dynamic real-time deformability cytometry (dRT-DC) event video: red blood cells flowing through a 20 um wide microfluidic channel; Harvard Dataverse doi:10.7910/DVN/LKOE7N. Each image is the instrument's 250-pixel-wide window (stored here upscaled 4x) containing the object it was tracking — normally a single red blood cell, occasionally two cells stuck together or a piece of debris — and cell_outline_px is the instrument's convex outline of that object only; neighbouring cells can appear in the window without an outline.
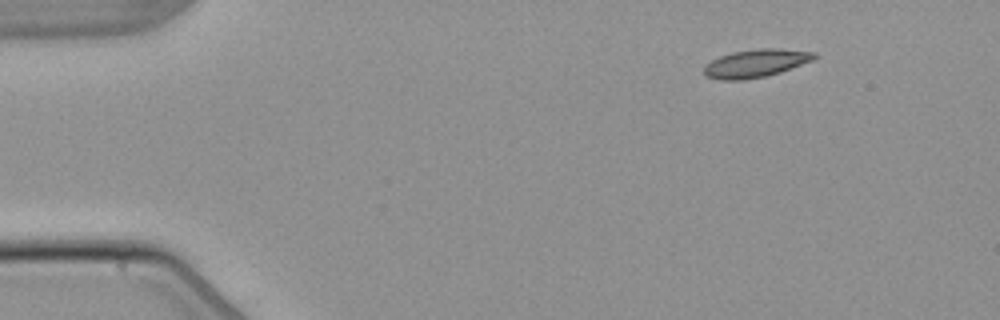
{"species": "common noctule bat (a hibernating species)", "species_latin": "Nyctalus noctula", "temperature_condition": "warm", "stored_images_in_passage": 6, "camera_frame_rate_fps": 3000, "um_per_image_px": 0.085, "animal": {"sex": "male", "body_mass_g": 21.5, "forearm_length_mm": 52.0}, "frame": {"image": 1, "passage_image": 1, "time_ms": 0.0, "image_size_px": [1000, 320], "cell_outline_px": [[816, 56], [812, 60], [780, 72], [764, 76], [744, 80], [720, 80], [708, 76], [704, 72], [704, 64], [720, 56], [732, 52], [760, 48], [780, 48], [816, 52]], "centroid_in_image_um": [64.23, 5.37], "position_along_channel_um": 20.8, "area_um2": 17.86}}
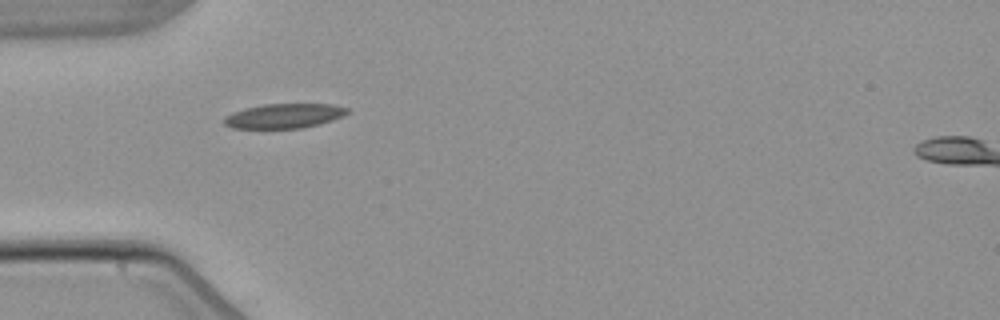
{"frame": {"image": 2, "passage_image": 4, "time_ms": 3.333, "image_size_px": [1000, 320], "cell_outline_px": [[352, 112], [344, 116], [320, 124], [300, 128], [232, 128], [224, 124], [220, 120], [224, 116], [232, 112], [244, 108], [264, 104], [332, 104], [348, 108]], "centroid_in_image_um": [24.14, 9.85], "position_along_channel_um": 60.9, "area_um2": 17.92}}